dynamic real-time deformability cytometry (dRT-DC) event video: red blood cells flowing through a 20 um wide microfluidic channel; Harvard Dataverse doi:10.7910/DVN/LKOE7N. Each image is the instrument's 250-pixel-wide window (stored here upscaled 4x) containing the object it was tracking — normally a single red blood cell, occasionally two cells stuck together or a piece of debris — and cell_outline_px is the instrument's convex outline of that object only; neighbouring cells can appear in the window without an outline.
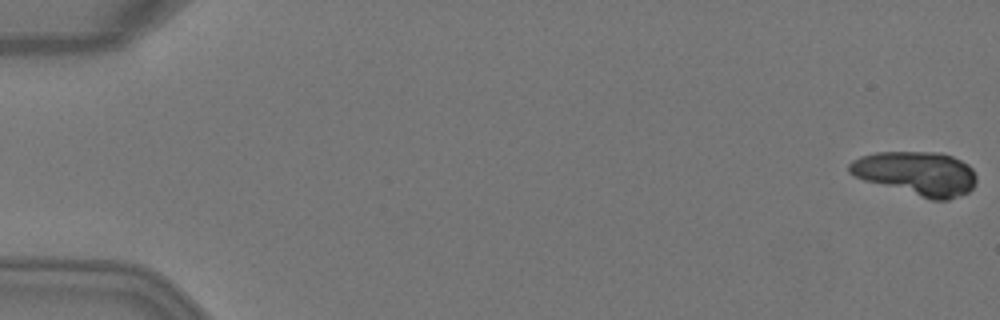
{"species": "Egyptian fruit bat (a non-hibernating species)", "species_latin": "Rousettus aegyptiacus", "temperature_condition": "warm", "stored_images_in_passage": 32, "camera_frame_rate_fps": 3000, "um_per_image_px": 0.085, "animal": {"sex": "female"}, "frame": {"image": 1, "passage_image": 1, "time_ms": 0.0, "image_size_px": [1000, 320], "cell_outline_px": [[976, 180], [972, 188], [968, 192], [960, 196], [948, 200], [932, 200], [864, 180], [848, 172], [848, 164], [852, 160], [860, 156], [876, 152], [940, 152], [952, 156], [968, 164], [972, 168], [976, 176]], "centroid_in_image_um": [77.9, 14.73], "position_along_channel_um": 7.1, "area_um2": 32.48}}